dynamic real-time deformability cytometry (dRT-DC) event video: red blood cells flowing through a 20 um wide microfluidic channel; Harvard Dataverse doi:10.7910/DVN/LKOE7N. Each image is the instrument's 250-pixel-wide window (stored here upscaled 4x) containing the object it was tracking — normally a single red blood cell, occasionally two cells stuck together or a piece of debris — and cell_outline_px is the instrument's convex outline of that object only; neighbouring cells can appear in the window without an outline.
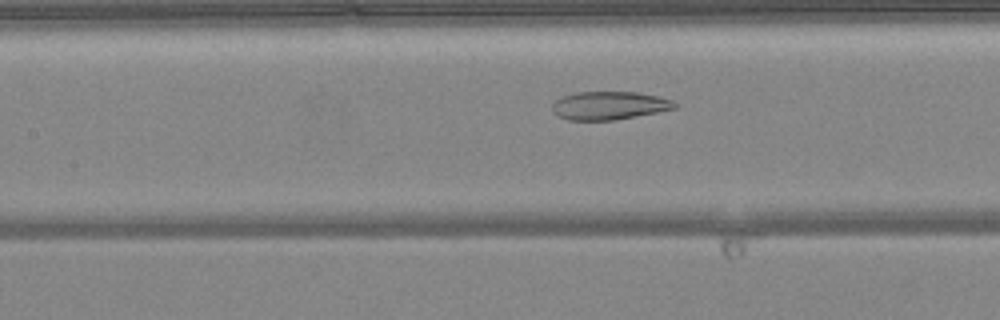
{"species": "common noctule bat (a hibernating species)", "species_latin": "Nyctalus noctula", "temperature_condition": "warm", "stored_images_in_passage": 36, "camera_frame_rate_fps": 3000, "um_per_image_px": 0.085, "animal": {"sex": "female", "body_mass_g": 24.6, "forearm_length_mm": 56.2}, "frame": {"image": 1, "passage_image": 9, "time_ms": 2.667, "image_size_px": [1000, 320], "cell_outline_px": [[676, 108], [616, 120], [568, 120], [552, 112], [552, 104], [556, 100], [564, 96], [576, 92], [636, 92], [660, 96], [672, 100], [676, 104]], "centroid_in_image_um": [51.78, 8.97], "position_along_channel_um": 155.6, "area_um2": 20.06}}
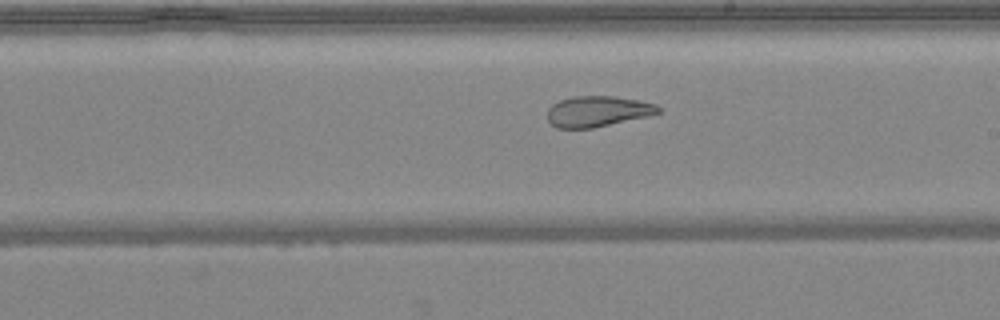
{"frame": {"image": 2, "passage_image": 15, "time_ms": 4.667, "image_size_px": [1000, 320], "cell_outline_px": [[660, 112], [648, 116], [592, 128], [556, 128], [548, 120], [548, 108], [552, 104], [560, 100], [572, 96], [612, 96], [640, 100], [656, 104], [660, 108]], "centroid_in_image_um": [50.79, 9.46], "position_along_channel_um": 238.2, "area_um2": 19.83}}
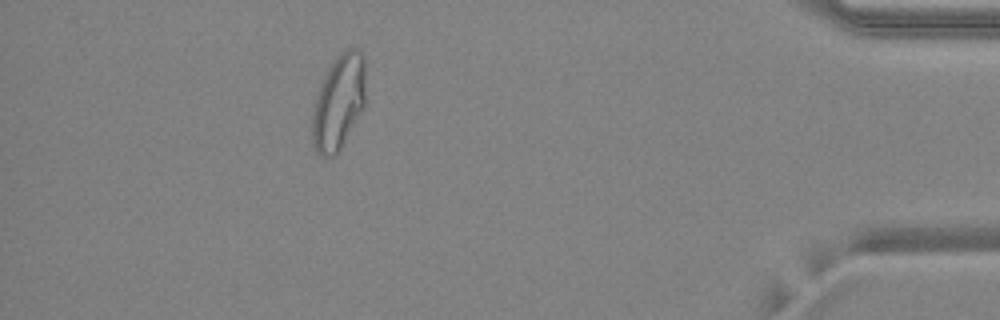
{"frame": {"image": 3, "passage_image": 31, "time_ms": 10.0, "image_size_px": [1000, 320], "cell_outline_px": [[364, 108], [340, 148], [332, 156], [324, 160], [316, 152], [312, 144], [312, 112], [316, 96], [320, 84], [328, 68], [336, 56], [348, 48], [356, 48], [364, 56]], "centroid_in_image_um": [28.76, 8.71], "position_along_channel_um": 406.4, "area_um2": 29.54}, "authors_computed_cell_mechanics": {"area_um2": 22.6576, "velocity_mm_per_s": 4.145, "shape_relaxation_time_tau1_ms": null, "shape_relaxation_time_tau2_ms": 1.7509, "deformation_change_tau1": null, "deformation_change_tau2": 0.08}}